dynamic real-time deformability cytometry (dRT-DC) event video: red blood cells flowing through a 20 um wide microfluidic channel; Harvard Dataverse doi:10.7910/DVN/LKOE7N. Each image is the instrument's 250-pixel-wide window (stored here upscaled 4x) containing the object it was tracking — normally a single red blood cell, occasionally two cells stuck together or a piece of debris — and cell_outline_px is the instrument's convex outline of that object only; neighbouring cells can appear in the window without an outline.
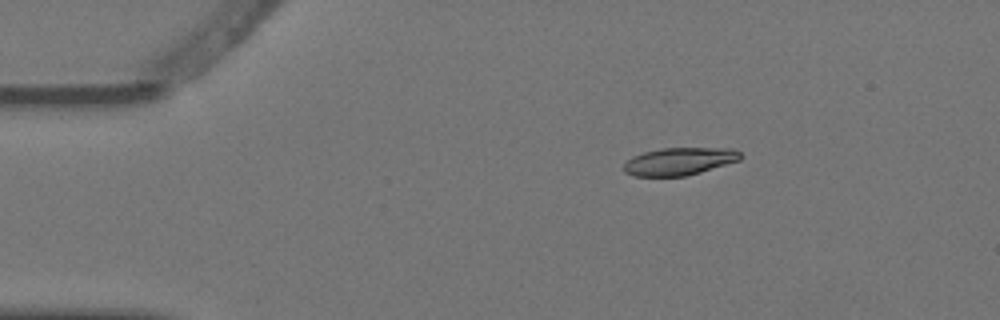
{"species": "Egyptian fruit bat (a non-hibernating species)", "species_latin": "Rousettus aegyptiacus", "temperature_condition": "warm", "stored_images_in_passage": 2, "camera_frame_rate_fps": 3000, "um_per_image_px": 0.085, "animal": {"sex": "female"}, "frame": {"image": 1, "passage_image": 1, "time_ms": 0.0, "image_size_px": [1000, 320], "cell_outline_px": [[744, 156], [740, 160], [700, 172], [684, 176], [632, 176], [624, 172], [624, 164], [632, 156], [644, 152], [660, 148], [732, 148], [740, 152]], "centroid_in_image_um": [57.75, 13.71], "position_along_channel_um": 27.3, "area_um2": 18.79}}